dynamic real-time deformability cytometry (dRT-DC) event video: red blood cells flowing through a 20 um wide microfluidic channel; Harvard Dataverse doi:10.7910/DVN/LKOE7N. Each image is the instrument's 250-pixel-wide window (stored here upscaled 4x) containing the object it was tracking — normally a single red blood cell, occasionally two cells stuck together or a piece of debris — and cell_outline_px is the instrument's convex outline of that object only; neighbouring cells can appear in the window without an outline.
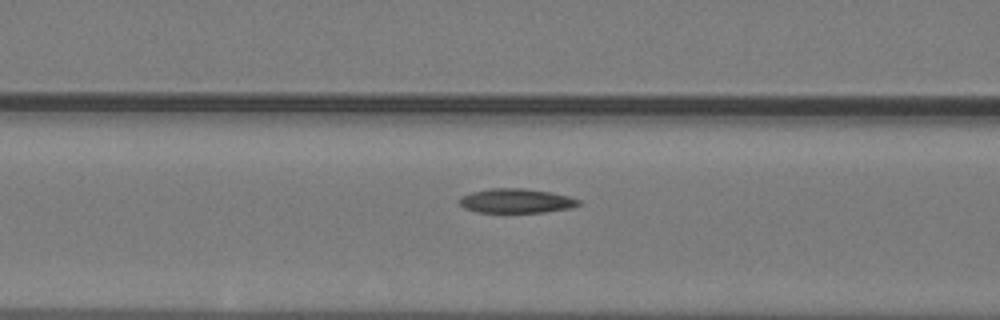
{"species": "common noctule bat (a hibernating species)", "species_latin": "Nyctalus noctula", "temperature_condition": "warm", "stored_images_in_passage": 6, "camera_frame_rate_fps": 3000, "um_per_image_px": 0.085, "animal": {"sex": "male", "body_mass_g": 19.2, "forearm_length_mm": 51.8}, "frame": {"image": 1, "passage_image": 4, "time_ms": 1.0, "image_size_px": [1000, 320], "cell_outline_px": [[580, 204], [572, 208], [544, 212], [476, 212], [464, 208], [460, 204], [460, 196], [472, 192], [492, 188], [524, 188], [552, 192], [568, 196], [580, 200]], "centroid_in_image_um": [43.89, 17.07], "position_along_channel_um": 122.7, "area_um2": 16.94}}